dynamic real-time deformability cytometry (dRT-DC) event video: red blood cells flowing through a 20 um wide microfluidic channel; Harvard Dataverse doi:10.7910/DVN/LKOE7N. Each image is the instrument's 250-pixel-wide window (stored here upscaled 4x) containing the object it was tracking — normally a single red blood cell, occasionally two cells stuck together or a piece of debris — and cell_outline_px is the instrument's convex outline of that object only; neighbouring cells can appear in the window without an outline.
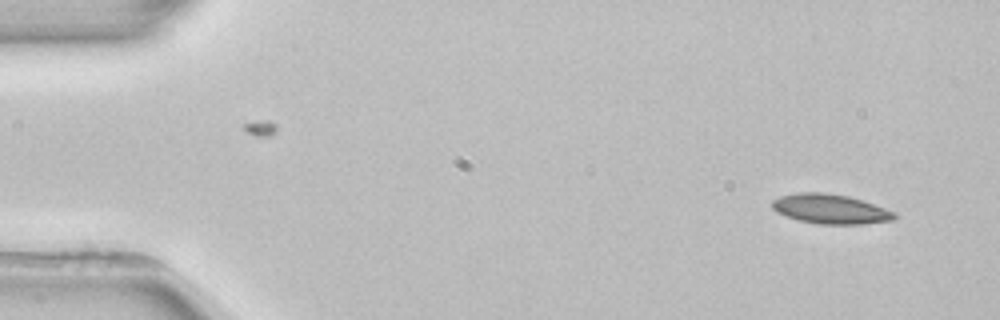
{"species": "common noctule bat (a hibernating species)", "species_latin": "Nyctalus noctula", "temperature_condition": "room temperature", "stored_images_in_passage": 5, "segment_of_instrument_passage": [1, 2], "camera_frame_rate_fps": 3000, "um_per_image_px": 0.085, "animal": {"sex": "female", "body_mass_g": 22.7, "forearm_length_mm": 54.2}, "frame": {"image": 1, "passage_image": 1, "time_ms": 0.0, "image_size_px": [1000, 320], "cell_outline_px": [[896, 220], [864, 224], [820, 224], [800, 220], [776, 212], [772, 208], [772, 200], [780, 196], [800, 192], [824, 192], [848, 196], [896, 212]], "centroid_in_image_um": [70.59, 17.76], "position_along_channel_um": 14.4, "area_um2": 20.98}}
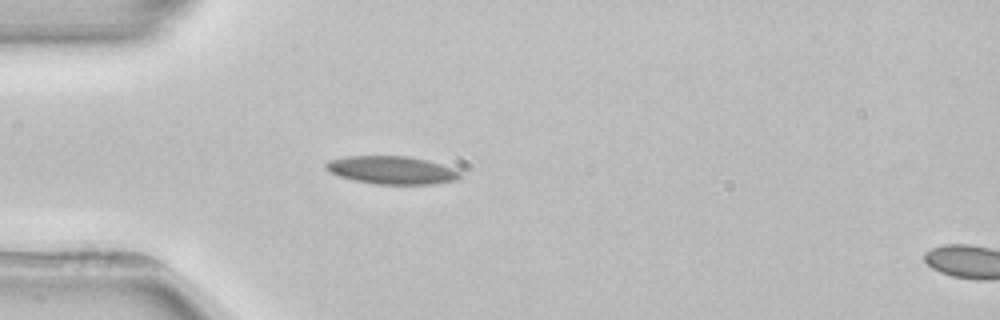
{"frame": {"image": 2, "passage_image": 4, "time_ms": 3.667, "image_size_px": [1000, 320], "cell_outline_px": [[460, 176], [456, 180], [432, 184], [376, 184], [356, 180], [340, 176], [328, 172], [324, 168], [324, 164], [328, 160], [344, 156], [408, 156], [428, 160], [452, 168], [460, 172]], "centroid_in_image_um": [33.25, 14.45], "position_along_channel_um": 51.8, "area_um2": 21.85}}